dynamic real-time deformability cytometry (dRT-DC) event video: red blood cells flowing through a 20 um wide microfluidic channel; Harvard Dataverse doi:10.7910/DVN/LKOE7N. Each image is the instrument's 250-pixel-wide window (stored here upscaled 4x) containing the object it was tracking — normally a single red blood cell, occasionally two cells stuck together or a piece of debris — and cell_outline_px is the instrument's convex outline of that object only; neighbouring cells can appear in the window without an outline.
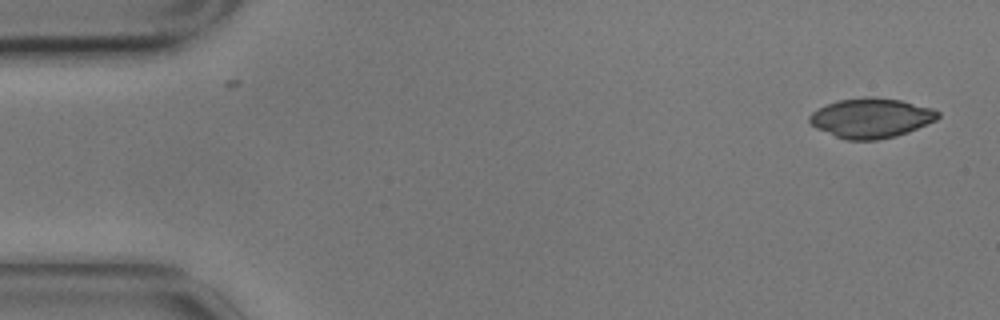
{"species": "common noctule bat (a hibernating species)", "species_latin": "Nyctalus noctula", "temperature_condition": "cold", "stored_images_in_passage": 55, "camera_frame_rate_fps": 3000, "um_per_image_px": 0.085, "animal": {"sex": "male", "body_mass_g": 17.9}, "frame": {"image": 1, "passage_image": 1, "time_ms": 0.0, "image_size_px": [1000, 320], "cell_outline_px": [[940, 116], [936, 120], [908, 132], [896, 136], [876, 140], [848, 140], [836, 136], [816, 128], [808, 120], [808, 116], [812, 112], [836, 100], [864, 96], [872, 96], [900, 100], [932, 108], [940, 112]], "centroid_in_image_um": [74.05, 10.02], "position_along_channel_um": 11.0, "area_um2": 29.71}}